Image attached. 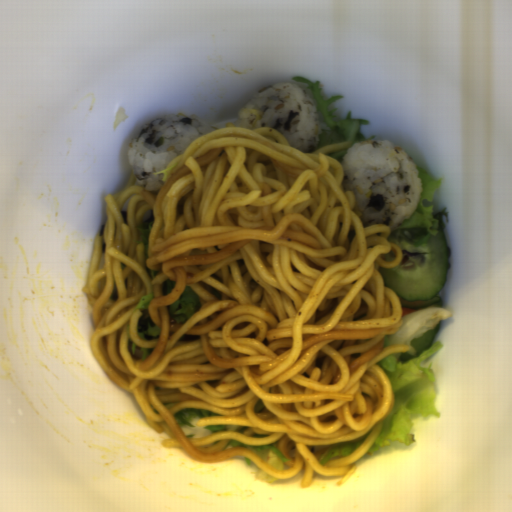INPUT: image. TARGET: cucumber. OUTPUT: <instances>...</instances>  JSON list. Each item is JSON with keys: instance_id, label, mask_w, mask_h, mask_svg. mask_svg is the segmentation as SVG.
<instances>
[{"instance_id": "1", "label": "cucumber", "mask_w": 512, "mask_h": 512, "mask_svg": "<svg viewBox=\"0 0 512 512\" xmlns=\"http://www.w3.org/2000/svg\"><path fill=\"white\" fill-rule=\"evenodd\" d=\"M401 249L402 261L394 268H378L384 286L395 292L401 308L443 307L448 244L443 232L430 236L422 245L387 238Z\"/></svg>"}, {"instance_id": "2", "label": "cucumber", "mask_w": 512, "mask_h": 512, "mask_svg": "<svg viewBox=\"0 0 512 512\" xmlns=\"http://www.w3.org/2000/svg\"><path fill=\"white\" fill-rule=\"evenodd\" d=\"M440 321L436 324L434 328L431 330L425 331L423 334H421L416 339H413L410 346V349L407 352H402L398 359L399 361H407L409 359H412L426 351H428L431 346L432 342L437 336L439 329H440Z\"/></svg>"}]
</instances>
